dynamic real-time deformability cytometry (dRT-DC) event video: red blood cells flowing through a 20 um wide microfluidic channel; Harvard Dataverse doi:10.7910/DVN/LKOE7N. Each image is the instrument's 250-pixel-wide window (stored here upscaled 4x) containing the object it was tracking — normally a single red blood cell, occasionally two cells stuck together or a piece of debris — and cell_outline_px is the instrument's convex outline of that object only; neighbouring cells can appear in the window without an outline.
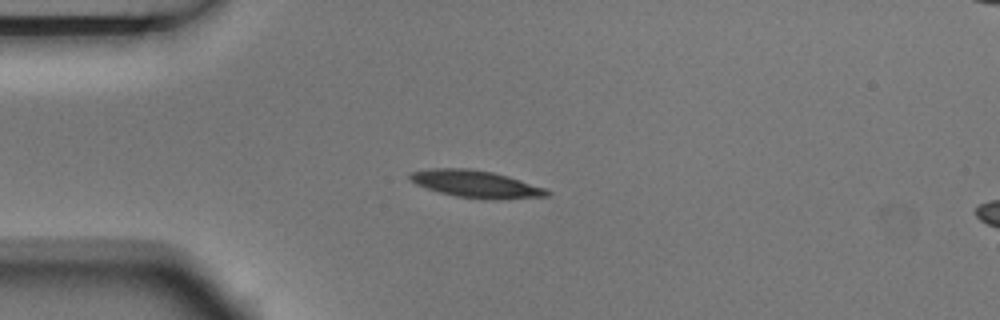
{"species": "Egyptian fruit bat (a non-hibernating species)", "species_latin": "Rousettus aegyptiacus", "temperature_condition": "room temperature", "stored_images_in_passage": 4, "camera_frame_rate_fps": 3000, "um_per_image_px": 0.085, "animal": {"sex": "male"}, "frame": {"image": 1, "passage_image": 3, "time_ms": 0.667, "image_size_px": [1000, 320], "cell_outline_px": [[552, 192], [548, 196], [500, 200], [492, 200], [456, 196], [440, 192], [416, 184], [408, 176], [408, 172], [432, 168], [468, 168], [492, 172], [508, 176], [544, 188]], "centroid_in_image_um": [40.46, 15.64], "position_along_channel_um": 44.5, "area_um2": 21.68}}
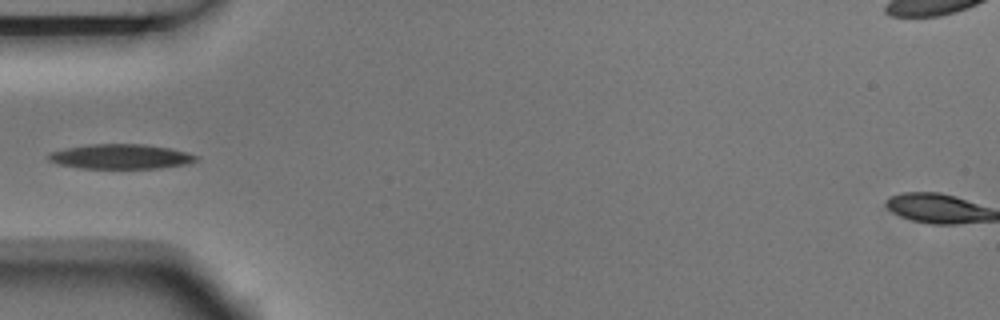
{"frame": {"image": 2, "passage_image": 4, "time_ms": 1.0, "image_size_px": [1000, 320], "cell_outline_px": [[200, 156], [196, 160], [188, 164], [160, 168], [80, 168], [56, 164], [48, 160], [48, 156], [52, 152], [68, 148], [92, 144], [144, 144], [168, 148]], "centroid_in_image_um": [10.27, 13.31], "position_along_channel_um": 74.7, "area_um2": 21.1}}